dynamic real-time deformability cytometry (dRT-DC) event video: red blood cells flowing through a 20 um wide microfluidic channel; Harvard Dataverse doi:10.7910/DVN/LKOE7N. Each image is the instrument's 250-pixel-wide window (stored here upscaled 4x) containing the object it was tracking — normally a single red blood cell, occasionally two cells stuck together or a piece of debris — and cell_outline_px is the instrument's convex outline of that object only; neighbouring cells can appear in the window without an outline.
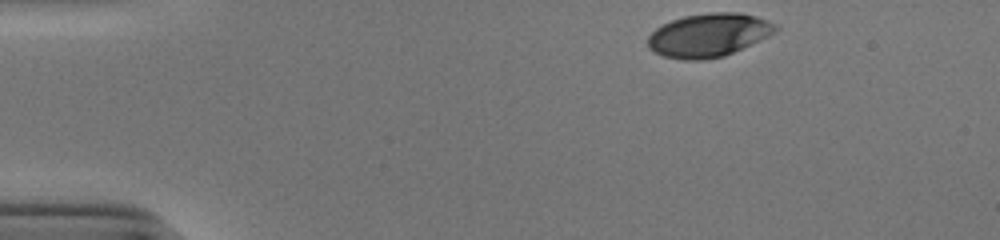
{"species": "human", "species_latin": "Homo sapiens", "temperature_condition": "cold", "stored_images_in_passage": 36, "camera_frame_rate_fps": 3000, "um_per_image_px": 0.085, "donor": {"sex": "male"}, "frame": {"image": 1, "passage_image": 1, "time_ms": 0.0, "image_size_px": [1000, 240], "cell_outline_px": [[776, 32], [768, 36], [724, 56], [704, 60], [684, 60], [664, 56], [648, 48], [648, 36], [656, 28], [672, 20], [684, 16], [712, 12], [740, 12], [756, 16], [768, 20], [776, 24]], "centroid_in_image_um": [60.23, 2.98], "position_along_channel_um": 24.8, "area_um2": 32.14}}
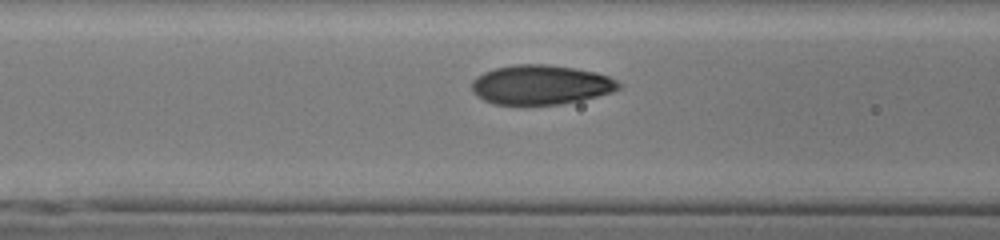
{"frame": {"image": 2, "passage_image": 15, "time_ms": 4.667, "image_size_px": [1000, 240], "cell_outline_px": [[624, 84], [620, 88], [612, 92], [580, 100], [560, 104], [496, 104], [484, 100], [476, 96], [472, 92], [472, 80], [476, 76], [484, 72], [496, 68], [516, 64], [548, 64], [596, 72], [608, 76]], "centroid_in_image_um": [45.96, 7.2], "position_along_channel_um": 120.6, "area_um2": 33.76}}
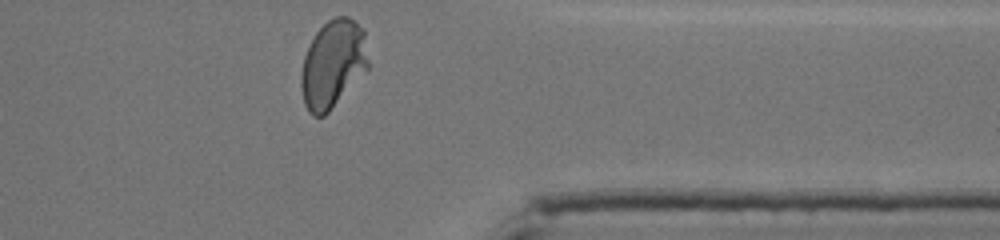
{"frame": {"image": 3, "passage_image": 36, "time_ms": 11.667, "image_size_px": [1000, 240], "cell_outline_px": [[368, 68], [328, 112], [324, 116], [312, 116], [308, 112], [304, 104], [300, 84], [300, 76], [304, 56], [308, 44], [316, 32], [328, 20], [336, 16], [348, 16], [364, 28], [368, 60]], "centroid_in_image_um": [28.27, 5.43], "position_along_channel_um": 383.1, "area_um2": 34.45}, "authors_computed_cell_mechanics": {"area_um2": 33.2061, "velocity_mm_per_s": 3.8785, "shape_relaxation_time_tau1_ms": 3.3361, "shape_relaxation_time_tau2_ms": null, "deformation_change_tau1": 0.1658, "deformation_change_tau2": null}}